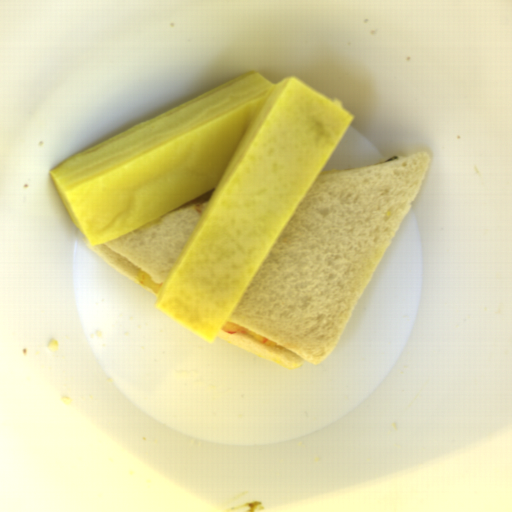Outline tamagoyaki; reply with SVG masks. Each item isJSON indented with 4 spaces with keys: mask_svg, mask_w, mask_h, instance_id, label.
<instances>
[{
    "mask_svg": "<svg viewBox=\"0 0 512 512\" xmlns=\"http://www.w3.org/2000/svg\"><path fill=\"white\" fill-rule=\"evenodd\" d=\"M354 118L294 75L247 70L49 175L90 247L214 189L154 303L213 344Z\"/></svg>",
    "mask_w": 512,
    "mask_h": 512,
    "instance_id": "1",
    "label": "tamagoyaki"
}]
</instances>
